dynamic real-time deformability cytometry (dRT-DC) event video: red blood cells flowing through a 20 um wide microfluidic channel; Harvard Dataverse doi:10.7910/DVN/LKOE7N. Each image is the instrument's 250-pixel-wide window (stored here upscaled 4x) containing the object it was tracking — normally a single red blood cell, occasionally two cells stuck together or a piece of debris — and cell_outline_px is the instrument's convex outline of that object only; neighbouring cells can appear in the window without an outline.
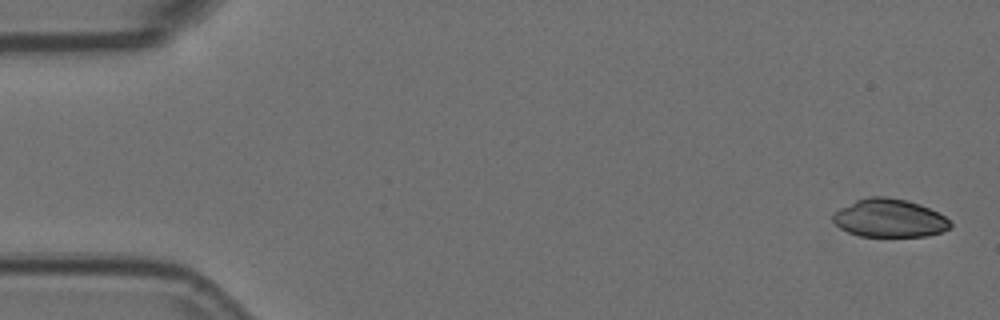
{"species": "Egyptian fruit bat (a non-hibernating species)", "species_latin": "Rousettus aegyptiacus", "temperature_condition": "room temperature", "stored_images_in_passage": 5, "camera_frame_rate_fps": 3000, "um_per_image_px": 0.085, "animal": {"sex": "female"}, "frame": {"image": 1, "passage_image": 1, "time_ms": 0.0, "image_size_px": [1000, 320], "cell_outline_px": [[952, 224], [948, 228], [940, 232], [928, 236], [860, 236], [848, 232], [840, 228], [832, 220], [832, 216], [840, 208], [856, 200], [868, 196], [888, 196], [908, 200], [920, 204], [944, 216]], "centroid_in_image_um": [75.58, 18.53], "position_along_channel_um": 9.4, "area_um2": 26.01}}
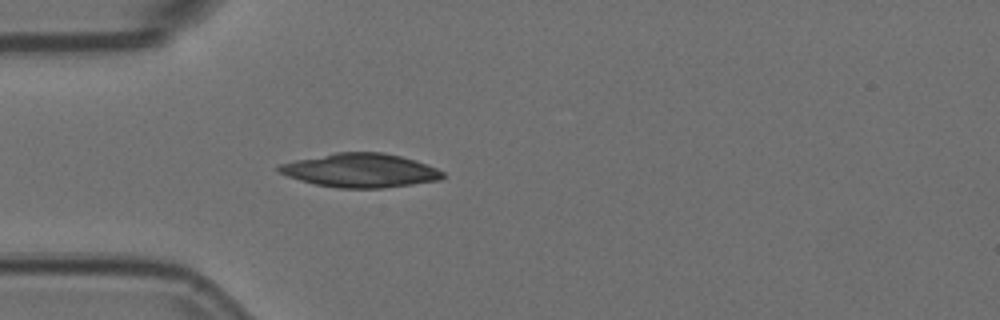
{"frame": {"image": 2, "passage_image": 5, "time_ms": 1.333, "image_size_px": [1000, 320], "cell_outline_px": [[444, 176], [440, 180], [412, 184], [380, 188], [336, 188], [316, 184], [300, 180], [288, 176], [280, 172], [276, 168], [280, 164], [296, 160], [336, 152], [384, 152], [416, 160], [428, 164], [444, 172]], "centroid_in_image_um": [30.66, 14.48], "position_along_channel_um": 54.3, "area_um2": 32.19}}